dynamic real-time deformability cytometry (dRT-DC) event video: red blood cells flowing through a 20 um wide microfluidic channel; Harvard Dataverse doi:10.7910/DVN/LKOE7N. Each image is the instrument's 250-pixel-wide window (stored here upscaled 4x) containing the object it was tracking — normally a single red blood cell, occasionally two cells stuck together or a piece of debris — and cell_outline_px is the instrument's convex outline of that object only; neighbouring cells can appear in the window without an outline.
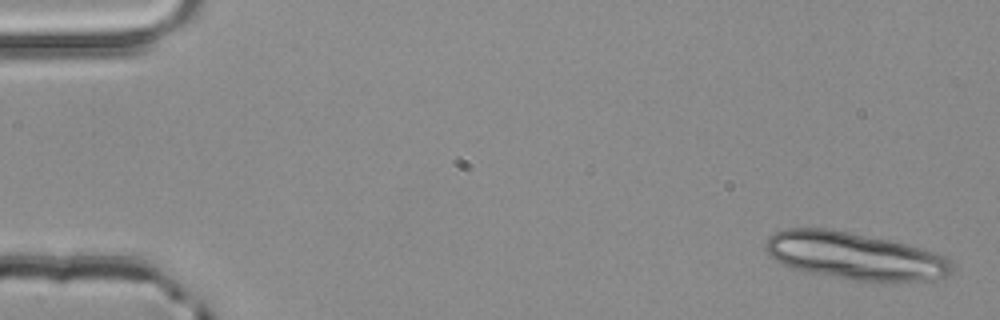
{"species": "common noctule bat (a hibernating species)", "species_latin": "Nyctalus noctula", "temperature_condition": "room temperature", "stored_images_in_passage": 4, "camera_frame_rate_fps": 3000, "um_per_image_px": 0.085, "animal": {"sex": "male", "body_mass_g": 20.4}, "frame": {"image": 1, "passage_image": 1, "time_ms": 0.0, "image_size_px": [1000, 320], "cell_outline_px": [[952, 272], [948, 276], [932, 280], [900, 284], [848, 280], [800, 272], [776, 260], [764, 248], [764, 244], [768, 236], [784, 228], [828, 228], [888, 240], [936, 252], [944, 256], [952, 264]], "centroid_in_image_um": [72.67, 21.81], "position_along_channel_um": 12.3, "area_um2": 52.37}}